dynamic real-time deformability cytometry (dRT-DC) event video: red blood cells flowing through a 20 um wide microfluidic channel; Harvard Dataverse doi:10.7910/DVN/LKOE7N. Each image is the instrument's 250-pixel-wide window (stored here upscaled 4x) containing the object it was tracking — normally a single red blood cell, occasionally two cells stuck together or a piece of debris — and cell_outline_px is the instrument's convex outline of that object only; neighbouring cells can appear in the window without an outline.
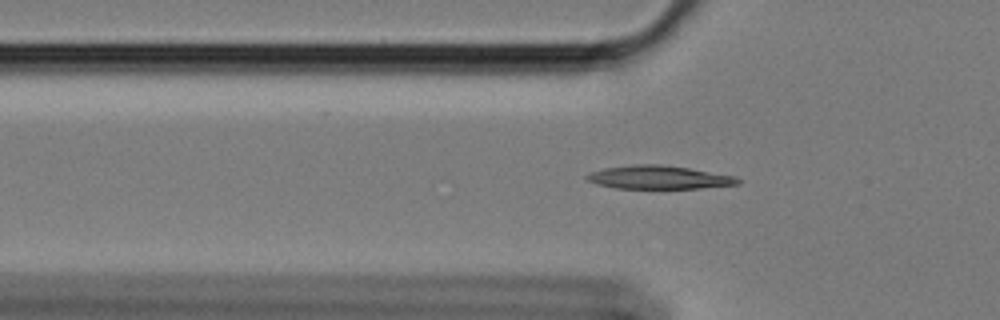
{"species": "Egyptian fruit bat (a non-hibernating species)", "species_latin": "Rousettus aegyptiacus", "temperature_condition": "cold", "stored_images_in_passage": 52, "camera_frame_rate_fps": 3000, "um_per_image_px": 0.085, "animal": {"sex": "female"}, "frame": {"image": 1, "passage_image": 17, "time_ms": 5.333, "image_size_px": [1000, 320], "cell_outline_px": [[740, 184], [700, 188], [616, 188], [596, 184], [588, 180], [584, 176], [592, 172], [604, 168], [636, 164], [660, 164], [688, 168], [736, 176], [740, 180]], "centroid_in_image_um": [56.01, 15.07], "position_along_channel_um": 69.8, "area_um2": 20.4}}
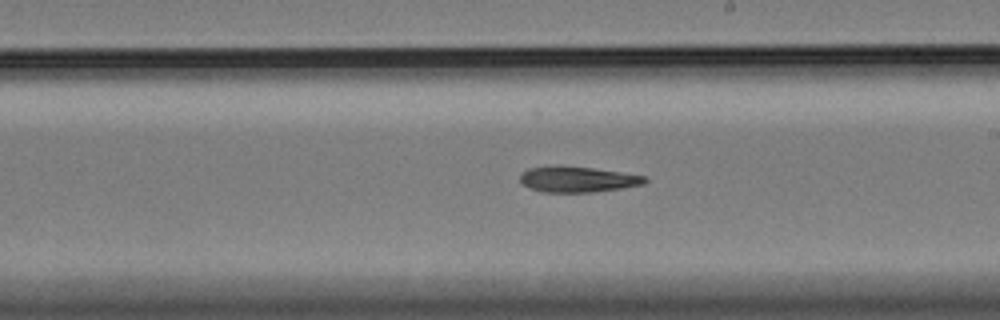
{"frame": {"image": 2, "passage_image": 32, "time_ms": 10.333, "image_size_px": [1000, 320], "cell_outline_px": [[648, 180], [644, 184], [620, 188], [592, 192], [540, 192], [520, 184], [520, 176], [528, 168], [552, 164], [560, 164], [592, 168], [620, 172], [644, 176]], "centroid_in_image_um": [49.02, 15.22], "position_along_channel_um": 240.0, "area_um2": 18.96}}
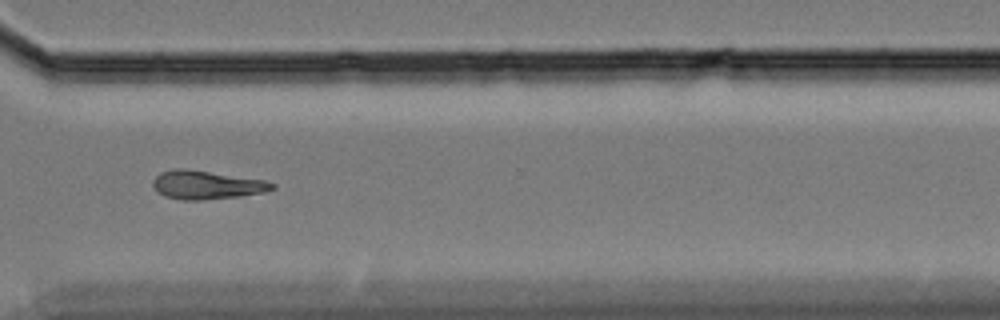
{"frame": {"image": 3, "passage_image": 42, "time_ms": 13.667, "image_size_px": [1000, 320], "cell_outline_px": [[276, 188], [264, 192], [236, 196], [204, 200], [180, 200], [164, 196], [152, 184], [152, 180], [160, 172], [176, 168], [184, 168], [264, 180], [276, 184]], "centroid_in_image_um": [17.54, 15.71], "position_along_channel_um": 353.1, "area_um2": 19.65}}